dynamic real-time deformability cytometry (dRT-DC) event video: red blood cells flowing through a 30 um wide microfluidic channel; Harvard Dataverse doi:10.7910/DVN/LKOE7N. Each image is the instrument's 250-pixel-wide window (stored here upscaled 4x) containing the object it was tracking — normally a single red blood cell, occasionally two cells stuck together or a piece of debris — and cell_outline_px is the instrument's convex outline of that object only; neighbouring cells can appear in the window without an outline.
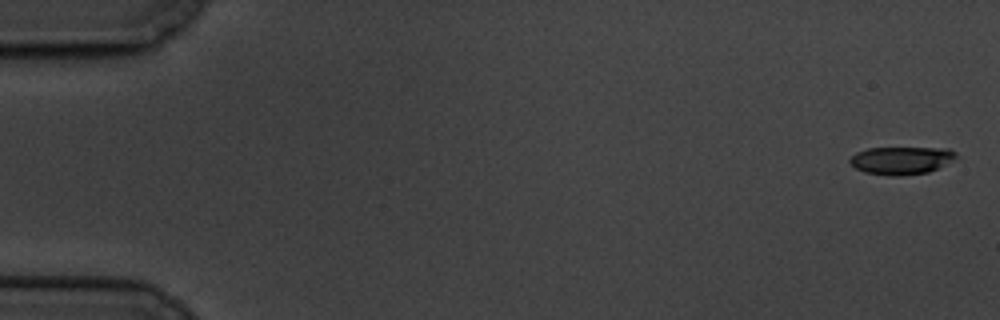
{"species": "common noctule bat (a hibernating species)", "species_latin": "Nyctalus noctula", "temperature_condition": "cold", "stored_images_in_passage": 6, "camera_frame_rate_fps": 3000, "um_per_image_px": 0.085, "animal": {"sex": "male", "body_mass_g": 19.5, "forearm_length_mm": 54.6}, "frame": {"image": 1, "passage_image": 1, "time_ms": 0.0, "image_size_px": [1000, 320], "cell_outline_px": [[956, 156], [952, 160], [928, 172], [900, 176], [888, 176], [864, 172], [856, 168], [848, 160], [856, 152], [868, 148], [948, 148], [956, 152]], "centroid_in_image_um": [76.58, 13.63], "position_along_channel_um": 8.4, "area_um2": 17.05}}
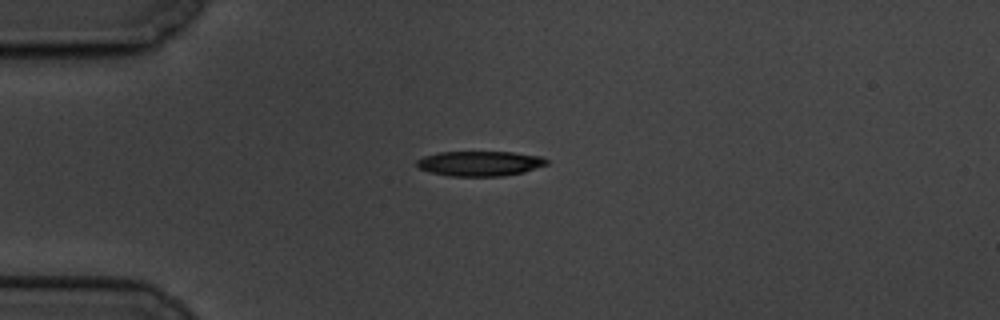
{"frame": {"image": 2, "passage_image": 5, "time_ms": 4.667, "image_size_px": [1000, 320], "cell_outline_px": [[548, 164], [524, 172], [504, 176], [448, 176], [432, 172], [420, 168], [416, 164], [416, 160], [424, 156], [440, 152], [512, 152], [540, 156], [548, 160]], "centroid_in_image_um": [40.8, 13.9], "position_along_channel_um": 44.2, "area_um2": 18.84}}